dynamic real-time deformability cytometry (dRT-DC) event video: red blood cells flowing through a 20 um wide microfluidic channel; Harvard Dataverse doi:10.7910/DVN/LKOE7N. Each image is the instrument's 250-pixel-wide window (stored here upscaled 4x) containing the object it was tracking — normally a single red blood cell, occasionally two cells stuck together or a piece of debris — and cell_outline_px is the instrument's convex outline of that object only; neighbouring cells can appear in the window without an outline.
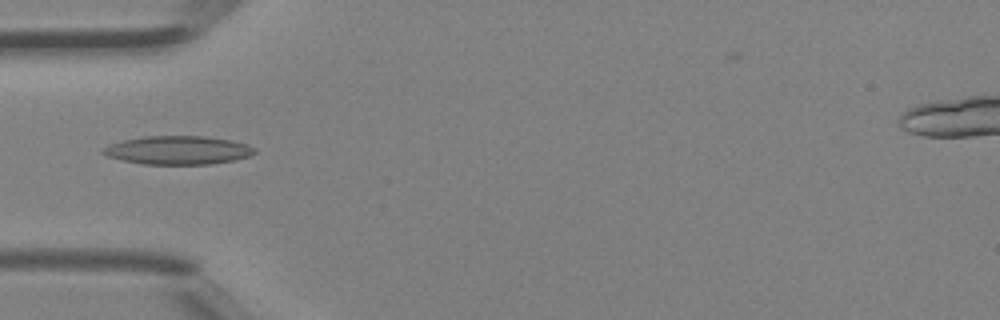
{"species": "Egyptian fruit bat (a non-hibernating species)", "species_latin": "Rousettus aegyptiacus", "temperature_condition": "room temperature", "stored_images_in_passage": 5, "camera_frame_rate_fps": 3000, "um_per_image_px": 0.085, "animal": {"sex": "female"}, "frame": {"image": 1, "passage_image": 4, "time_ms": 1.0, "image_size_px": [1000, 320], "cell_outline_px": [[256, 152], [248, 156], [236, 160], [208, 164], [144, 164], [120, 160], [108, 156], [100, 152], [100, 148], [108, 144], [124, 140], [144, 136], [204, 136], [232, 140], [248, 144], [256, 148]], "centroid_in_image_um": [15.11, 12.76], "position_along_channel_um": 69.9, "area_um2": 25.37}}
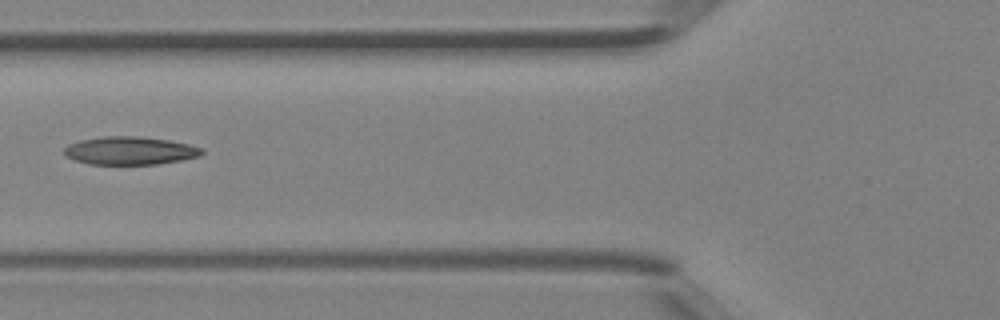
{"frame": {"image": 2, "passage_image": 5, "time_ms": 1.333, "image_size_px": [1000, 320], "cell_outline_px": [[204, 152], [200, 156], [180, 160], [156, 164], [88, 164], [64, 156], [64, 148], [68, 144], [80, 140], [100, 136], [140, 136], [168, 140], [188, 144], [204, 148]], "centroid_in_image_um": [11.03, 12.8], "position_along_channel_um": 114.8, "area_um2": 22.6}}